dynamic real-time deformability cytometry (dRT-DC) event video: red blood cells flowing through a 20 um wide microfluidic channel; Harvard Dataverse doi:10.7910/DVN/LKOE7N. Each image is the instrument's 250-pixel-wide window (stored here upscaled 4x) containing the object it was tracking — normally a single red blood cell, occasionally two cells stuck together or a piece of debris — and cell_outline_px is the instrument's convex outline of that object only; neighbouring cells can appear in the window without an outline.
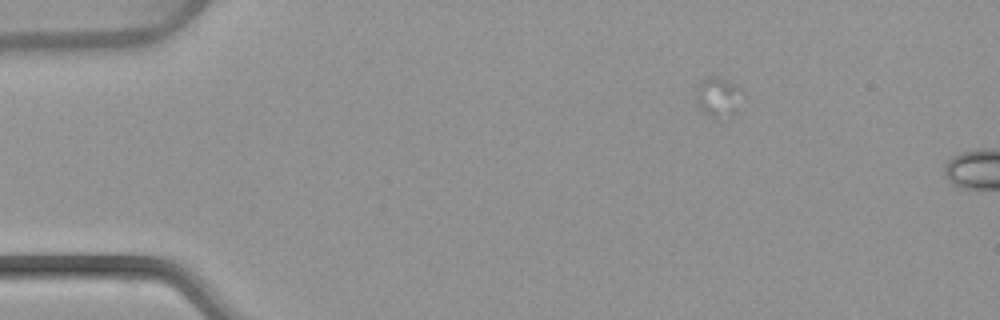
{"species": "common noctule bat (a hibernating species)", "species_latin": "Nyctalus noctula", "temperature_condition": "warm", "stored_images_in_passage": 3, "camera_frame_rate_fps": 3000, "um_per_image_px": 0.085, "animal": {"sex": "female", "body_mass_g": 22.7, "forearm_length_mm": 54.2}, "frame": {"image": 1, "passage_image": 2, "time_ms": 1.333, "image_size_px": [1000, 320], "cell_outline_px": [[736, 112], [732, 116], [716, 120], [708, 116], [700, 108], [696, 100], [696, 84], [700, 80], [708, 76], [720, 76], [728, 80], [736, 88]], "centroid_in_image_um": [60.9, 8.26], "position_along_channel_um": 24.1, "area_um2": 10.4}}